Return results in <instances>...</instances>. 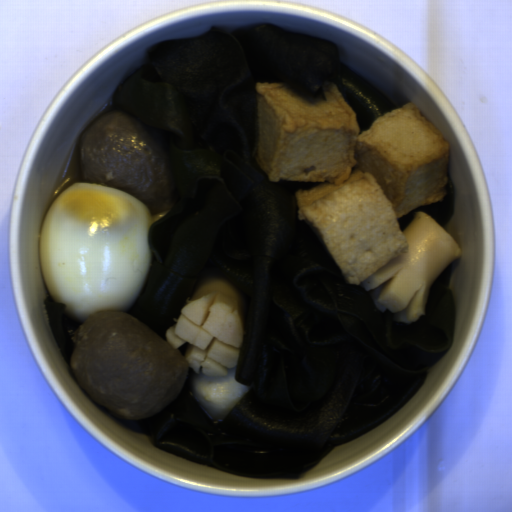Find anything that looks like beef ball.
Returning a JSON list of instances; mask_svg holds the SVG:
<instances>
[{
    "label": "beef ball",
    "instance_id": "beef-ball-1",
    "mask_svg": "<svg viewBox=\"0 0 512 512\" xmlns=\"http://www.w3.org/2000/svg\"><path fill=\"white\" fill-rule=\"evenodd\" d=\"M70 377L105 415L142 421L169 406L188 380L183 355L125 311H94L79 327Z\"/></svg>",
    "mask_w": 512,
    "mask_h": 512
},
{
    "label": "beef ball",
    "instance_id": "beef-ball-2",
    "mask_svg": "<svg viewBox=\"0 0 512 512\" xmlns=\"http://www.w3.org/2000/svg\"><path fill=\"white\" fill-rule=\"evenodd\" d=\"M79 171L83 181L130 194L152 216L172 209L177 200L178 182L164 150L127 113L99 116L83 130Z\"/></svg>",
    "mask_w": 512,
    "mask_h": 512
}]
</instances>
